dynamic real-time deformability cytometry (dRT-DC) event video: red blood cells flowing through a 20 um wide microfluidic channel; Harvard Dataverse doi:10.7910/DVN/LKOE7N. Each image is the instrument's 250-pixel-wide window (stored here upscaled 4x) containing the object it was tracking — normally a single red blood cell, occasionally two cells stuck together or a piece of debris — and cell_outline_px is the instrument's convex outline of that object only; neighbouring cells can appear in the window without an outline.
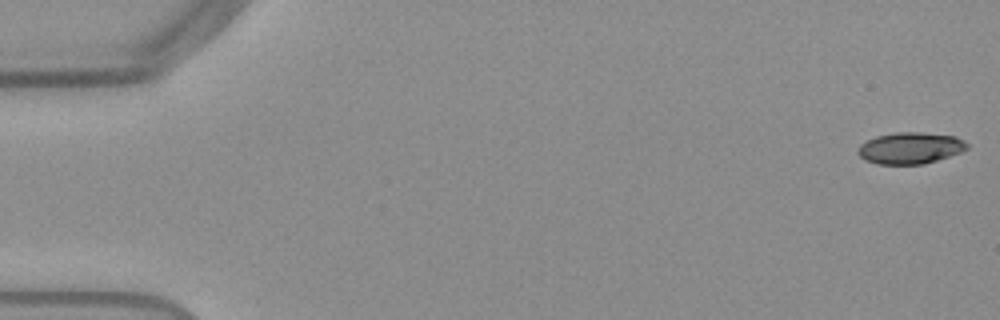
{"species": "Egyptian fruit bat (a non-hibernating species)", "species_latin": "Rousettus aegyptiacus", "temperature_condition": "warm", "stored_images_in_passage": 53, "camera_frame_rate_fps": 3000, "um_per_image_px": 0.085, "frame": {"image": 1, "passage_image": 1, "time_ms": 0.0, "image_size_px": [1000, 320], "cell_outline_px": [[968, 148], [960, 152], [924, 164], [876, 164], [864, 160], [856, 152], [860, 144], [876, 136], [896, 132], [920, 132], [956, 136], [964, 140], [968, 144]], "centroid_in_image_um": [77.35, 12.58], "position_along_channel_um": 7.6, "area_um2": 20.06}}
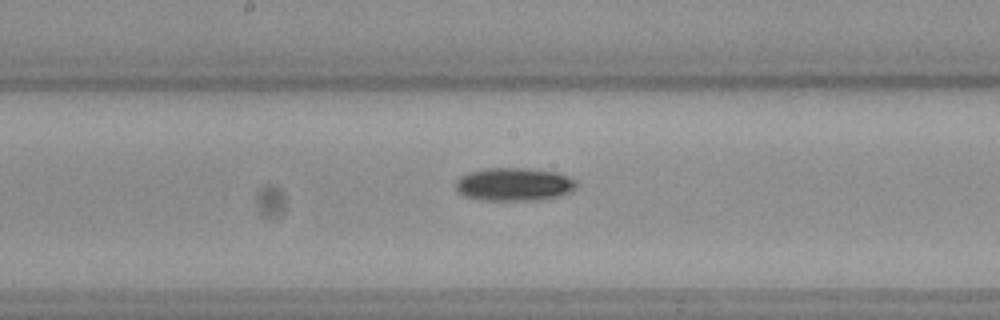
{"frame": {"image": 2, "passage_image": 28, "time_ms": 9.0, "image_size_px": [1000, 320], "cell_outline_px": [[576, 188], [560, 196], [544, 200], [480, 200], [464, 196], [456, 188], [456, 180], [460, 176], [468, 172], [488, 168], [524, 168], [556, 172], [568, 176], [576, 180]], "centroid_in_image_um": [43.7, 15.67], "position_along_channel_um": 204.5, "area_um2": 23.41}}
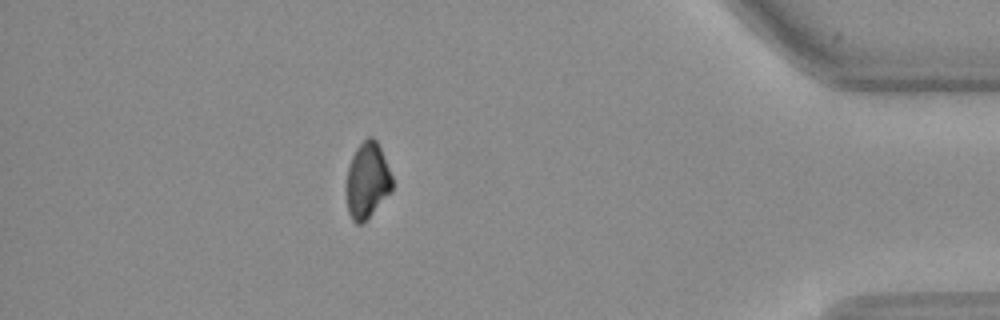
{"frame": {"image": 3, "passage_image": 47, "time_ms": 15.333, "image_size_px": [1000, 320], "cell_outline_px": [[392, 192], [364, 224], [356, 224], [352, 220], [348, 212], [344, 192], [344, 184], [348, 168], [352, 156], [356, 148], [368, 136], [372, 136], [376, 140], [380, 148], [392, 176]], "centroid_in_image_um": [31.18, 15.41], "position_along_channel_um": 404.0, "area_um2": 20.92}, "authors_computed_cell_mechanics": {"area_um2": 21.3282, "velocity_mm_per_s": 3.8504, "shape_relaxation_time_tau1_ms": 4.1261, "shape_relaxation_time_tau2_ms": null, "deformation_change_tau1": 0.1238, "deformation_change_tau2": null}}